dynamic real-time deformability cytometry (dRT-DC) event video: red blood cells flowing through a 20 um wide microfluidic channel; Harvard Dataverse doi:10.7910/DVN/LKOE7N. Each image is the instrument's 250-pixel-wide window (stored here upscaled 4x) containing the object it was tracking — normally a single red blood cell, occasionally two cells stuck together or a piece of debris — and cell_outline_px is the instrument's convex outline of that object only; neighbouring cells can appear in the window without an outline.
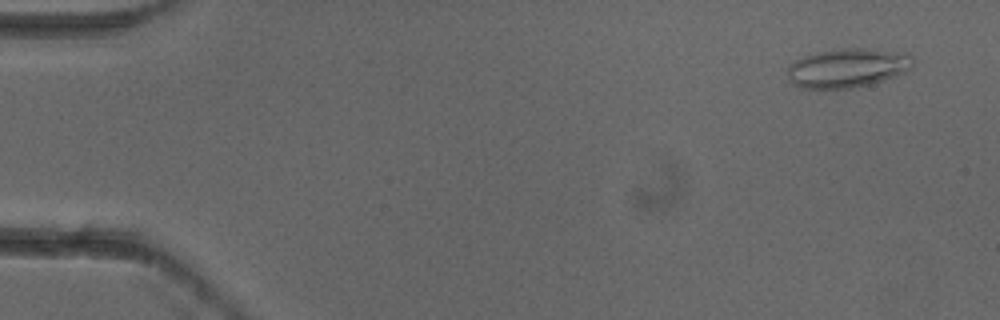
{"species": "common noctule bat (a hibernating species)", "species_latin": "Nyctalus noctula", "temperature_condition": "cold", "stored_images_in_passage": 6, "camera_frame_rate_fps": 3000, "um_per_image_px": 0.085, "animal": {"sex": "female"}, "frame": {"image": 1, "passage_image": 1, "time_ms": 0.0, "image_size_px": [1000, 320], "cell_outline_px": [[912, 64], [904, 72], [896, 76], [868, 84], [852, 88], [800, 88], [792, 84], [788, 80], [788, 64], [804, 56], [816, 52], [836, 48], [864, 48], [912, 56]], "centroid_in_image_um": [71.92, 5.78], "position_along_channel_um": 13.1, "area_um2": 28.15}}
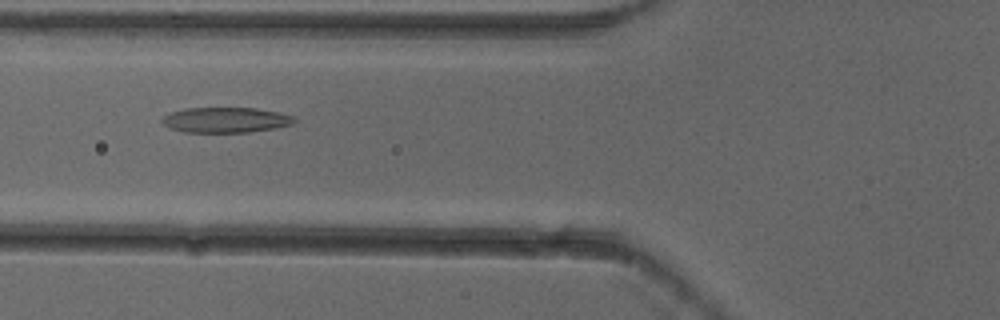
{"frame": {"image": 2, "passage_image": 6, "time_ms": 1.667, "image_size_px": [1000, 320], "cell_outline_px": [[296, 120], [292, 124], [276, 128], [248, 132], [184, 132], [172, 128], [164, 124], [160, 120], [168, 112], [184, 108], [256, 108], [280, 112], [296, 116]], "centroid_in_image_um": [19.21, 10.18], "position_along_channel_um": 106.6, "area_um2": 19.65}}